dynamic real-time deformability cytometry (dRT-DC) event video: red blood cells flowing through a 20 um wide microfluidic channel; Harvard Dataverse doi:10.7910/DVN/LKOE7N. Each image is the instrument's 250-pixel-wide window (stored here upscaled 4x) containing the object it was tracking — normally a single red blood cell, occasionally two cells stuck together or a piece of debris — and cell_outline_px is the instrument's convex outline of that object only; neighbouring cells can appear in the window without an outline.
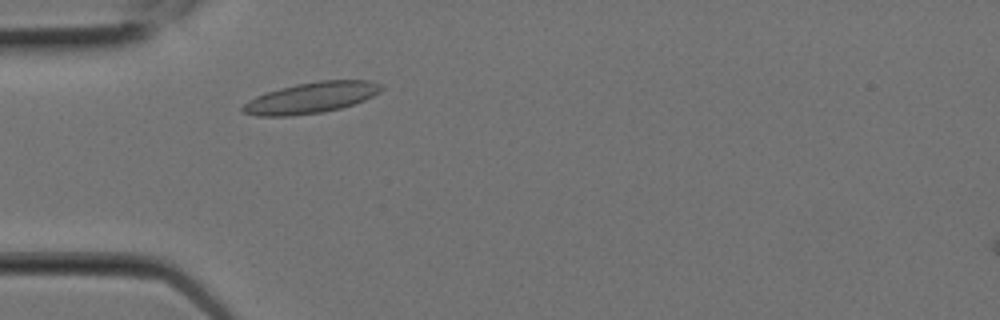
{"species": "Egyptian fruit bat (a non-hibernating species)", "species_latin": "Rousettus aegyptiacus", "temperature_condition": "room temperature", "stored_images_in_passage": 3, "camera_frame_rate_fps": 3000, "um_per_image_px": 0.085, "animal": {"sex": "female"}, "frame": {"image": 1, "passage_image": 3, "time_ms": 0.667, "image_size_px": [1000, 320], "cell_outline_px": [[384, 88], [380, 92], [364, 100], [340, 108], [324, 112], [292, 116], [260, 116], [240, 112], [240, 108], [248, 100], [264, 92], [296, 84], [320, 80], [372, 80], [380, 84]], "centroid_in_image_um": [26.42, 8.31], "position_along_channel_um": 58.6, "area_um2": 25.14}}